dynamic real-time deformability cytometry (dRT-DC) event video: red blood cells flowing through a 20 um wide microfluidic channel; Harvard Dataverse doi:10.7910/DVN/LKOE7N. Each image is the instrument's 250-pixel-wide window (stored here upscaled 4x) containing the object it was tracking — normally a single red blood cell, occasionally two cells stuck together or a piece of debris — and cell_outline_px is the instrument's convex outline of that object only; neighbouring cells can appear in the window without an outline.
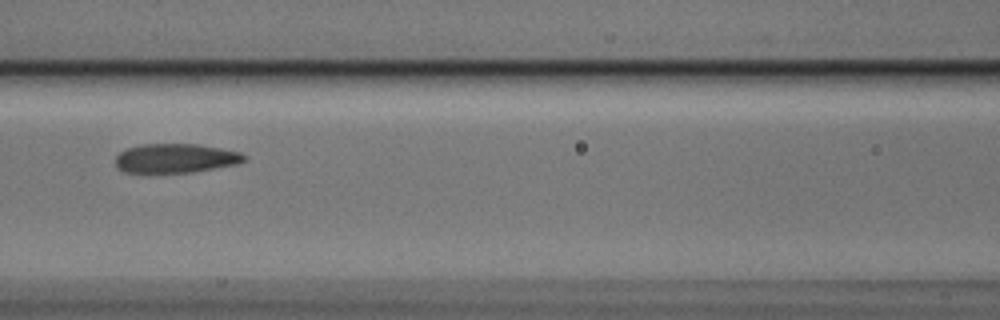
{"species": "Egyptian fruit bat (a non-hibernating species)", "species_latin": "Rousettus aegyptiacus", "temperature_condition": "cold", "stored_images_in_passage": 5, "segment_of_instrument_passage": [1, 2], "camera_frame_rate_fps": 3000, "um_per_image_px": 0.085, "animal": {"sex": "male"}, "frame": {"image": 1, "passage_image": 4, "time_ms": 1.0, "image_size_px": [1000, 320], "cell_outline_px": [[248, 160], [236, 164], [192, 172], [124, 172], [116, 168], [116, 156], [120, 152], [128, 148], [140, 144], [200, 144], [240, 152], [248, 156]], "centroid_in_image_um": [14.95, 13.44], "position_along_channel_um": 151.7, "area_um2": 21.91}}